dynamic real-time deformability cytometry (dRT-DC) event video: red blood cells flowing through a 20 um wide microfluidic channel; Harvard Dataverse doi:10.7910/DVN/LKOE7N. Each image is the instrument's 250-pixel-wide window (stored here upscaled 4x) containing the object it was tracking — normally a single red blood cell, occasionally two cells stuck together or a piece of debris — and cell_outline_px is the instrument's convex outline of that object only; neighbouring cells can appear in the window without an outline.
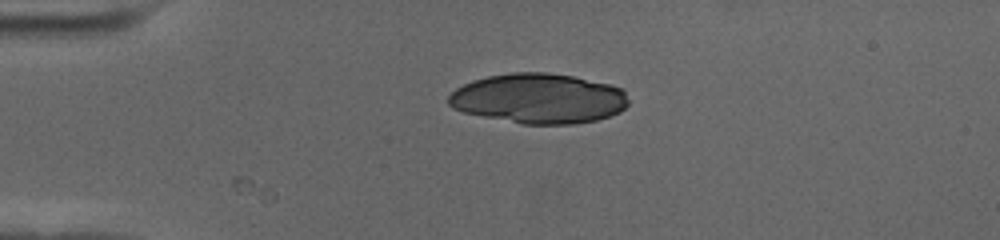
{"species": "human", "species_latin": "Homo sapiens", "temperature_condition": "cold", "stored_images_in_passage": 44, "camera_frame_rate_fps": 3000, "um_per_image_px": 0.085, "donor": {"sex": "female"}, "frame": {"image": 1, "passage_image": 1, "time_ms": 0.0, "image_size_px": [1000, 240], "cell_outline_px": [[628, 104], [620, 112], [596, 120], [572, 124], [524, 124], [464, 112], [452, 108], [448, 104], [448, 96], [456, 88], [472, 80], [488, 76], [512, 72], [548, 72], [572, 76], [608, 84], [624, 88], [628, 100]], "centroid_in_image_um": [45.79, 8.36], "position_along_channel_um": 39.2, "area_um2": 52.37}}